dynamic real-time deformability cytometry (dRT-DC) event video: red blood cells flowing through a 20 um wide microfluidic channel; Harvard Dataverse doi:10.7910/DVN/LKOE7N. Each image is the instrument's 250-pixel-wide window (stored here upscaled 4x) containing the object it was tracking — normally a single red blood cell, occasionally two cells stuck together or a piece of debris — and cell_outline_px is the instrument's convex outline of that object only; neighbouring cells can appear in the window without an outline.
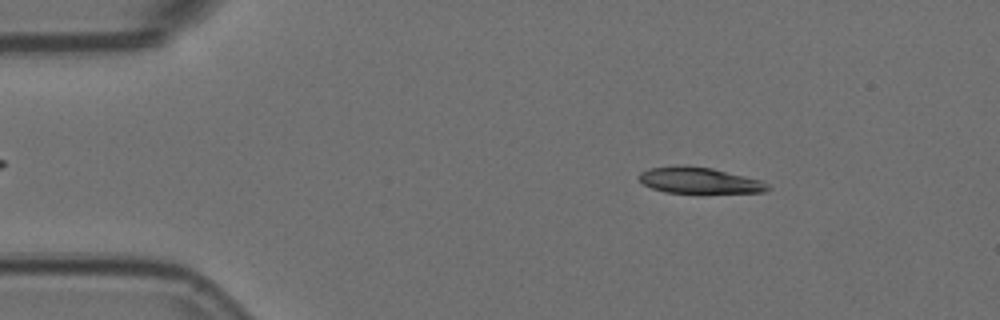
{"species": "Egyptian fruit bat (a non-hibernating species)", "species_latin": "Rousettus aegyptiacus", "temperature_condition": "room temperature", "stored_images_in_passage": 4, "camera_frame_rate_fps": 3000, "um_per_image_px": 0.085, "animal": {"sex": "female"}, "frame": {"image": 1, "passage_image": 2, "time_ms": 0.333, "image_size_px": [1000, 320], "cell_outline_px": [[772, 188], [764, 192], [664, 192], [652, 188], [644, 184], [640, 180], [640, 172], [648, 168], [688, 164], [712, 168], [760, 180], [768, 184]], "centroid_in_image_um": [59.42, 15.31], "position_along_channel_um": 25.6, "area_um2": 19.36}}
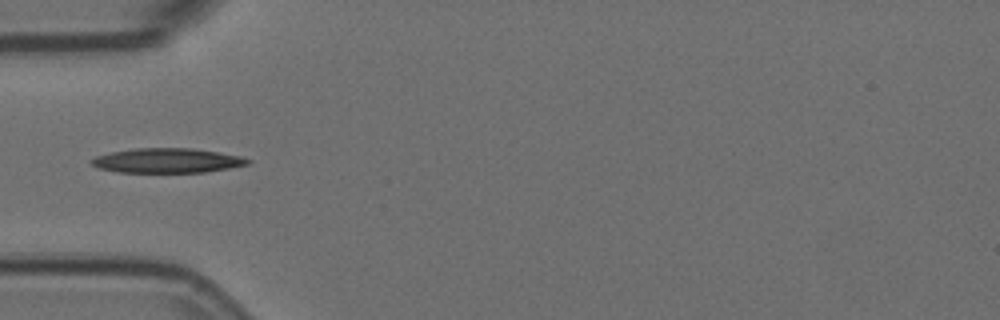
{"frame": {"image": 2, "passage_image": 4, "time_ms": 1.0, "image_size_px": [1000, 320], "cell_outline_px": [[252, 160], [248, 164], [228, 168], [204, 172], [120, 172], [96, 168], [88, 160], [96, 156], [112, 152], [132, 148], [192, 148], [220, 152], [240, 156]], "centroid_in_image_um": [14.18, 13.64], "position_along_channel_um": 70.8, "area_um2": 22.43}}